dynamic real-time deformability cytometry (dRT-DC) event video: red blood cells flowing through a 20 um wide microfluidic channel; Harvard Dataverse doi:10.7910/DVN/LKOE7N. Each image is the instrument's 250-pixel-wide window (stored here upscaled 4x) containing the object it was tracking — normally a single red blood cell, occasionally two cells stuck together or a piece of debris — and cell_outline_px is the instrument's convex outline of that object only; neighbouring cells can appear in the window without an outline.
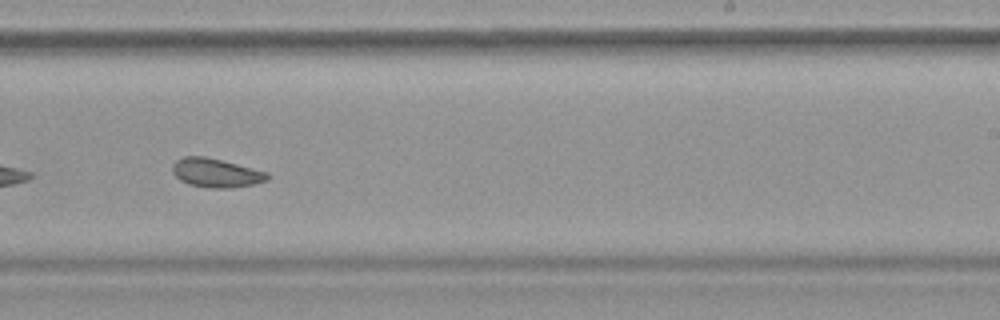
{"species": "common noctule bat (a hibernating species)", "species_latin": "Nyctalus noctula", "temperature_condition": "warm", "stored_images_in_passage": 35, "camera_frame_rate_fps": 3000, "um_per_image_px": 0.085, "animal": {"sex": "female", "body_mass_g": 19.9}, "frame": {"image": 1, "passage_image": 16, "time_ms": 5.0, "image_size_px": [1000, 320], "cell_outline_px": [[268, 180], [252, 184], [228, 188], [212, 188], [188, 184], [180, 180], [172, 172], [172, 164], [176, 160], [184, 156], [204, 156], [268, 172]], "centroid_in_image_um": [18.32, 14.69], "position_along_channel_um": 270.7, "area_um2": 15.78}}
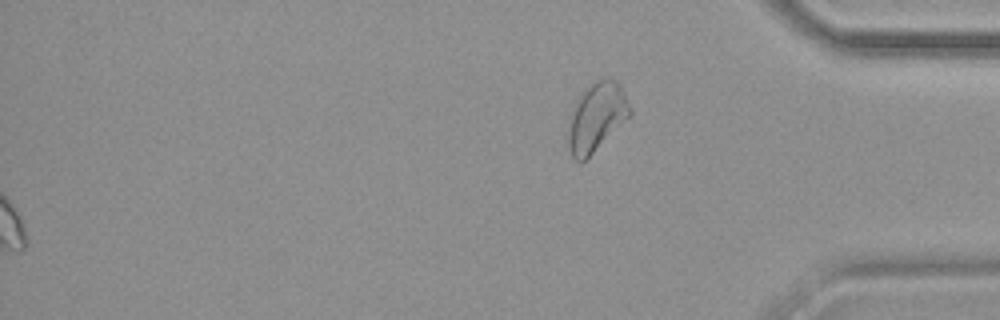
{"frame": {"image": 2, "passage_image": 35, "time_ms": 11.333, "image_size_px": [1000, 320], "cell_outline_px": [[632, 116], [580, 164], [572, 156], [568, 144], [568, 136], [572, 112], [576, 100], [580, 92], [588, 84], [600, 76], [608, 76], [616, 80], [620, 84], [632, 108]], "centroid_in_image_um": [50.75, 9.88], "position_along_channel_um": 384.5, "area_um2": 25.14}}